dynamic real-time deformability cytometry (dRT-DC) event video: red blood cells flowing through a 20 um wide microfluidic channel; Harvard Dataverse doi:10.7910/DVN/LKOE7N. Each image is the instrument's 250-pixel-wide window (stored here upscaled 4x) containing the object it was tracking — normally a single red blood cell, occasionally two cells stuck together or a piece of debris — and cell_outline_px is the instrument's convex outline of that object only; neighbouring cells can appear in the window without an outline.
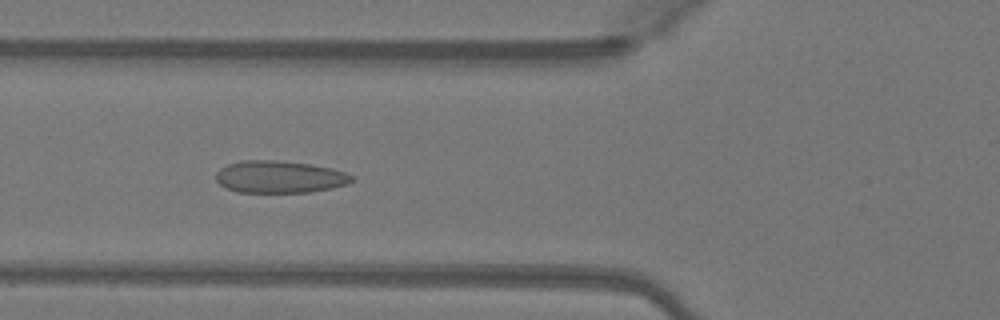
{"species": "Egyptian fruit bat (a non-hibernating species)", "species_latin": "Rousettus aegyptiacus", "temperature_condition": "warm", "stored_images_in_passage": 48, "camera_frame_rate_fps": 3000, "um_per_image_px": 0.085, "animal": {"sex": "female"}, "frame": {"image": 1, "passage_image": 17, "time_ms": 5.333, "image_size_px": [1000, 320], "cell_outline_px": [[352, 180], [348, 184], [332, 188], [308, 192], [236, 192], [220, 184], [216, 180], [216, 172], [220, 168], [228, 164], [240, 160], [276, 160], [312, 164], [332, 168], [344, 172], [352, 176]], "centroid_in_image_um": [23.75, 15.02], "position_along_channel_um": 102.1, "area_um2": 25.49}}
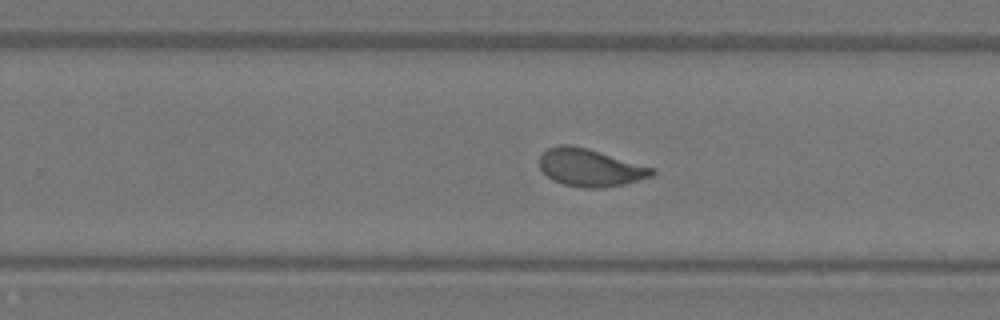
{"frame": {"image": 2, "passage_image": 30, "time_ms": 9.667, "image_size_px": [1000, 320], "cell_outline_px": [[656, 172], [652, 176], [624, 184], [600, 188], [584, 188], [564, 184], [552, 180], [540, 168], [540, 156], [548, 148], [560, 144], [572, 144], [588, 148], [656, 168]], "centroid_in_image_um": [50.18, 14.23], "position_along_channel_um": 279.6, "area_um2": 24.74}}
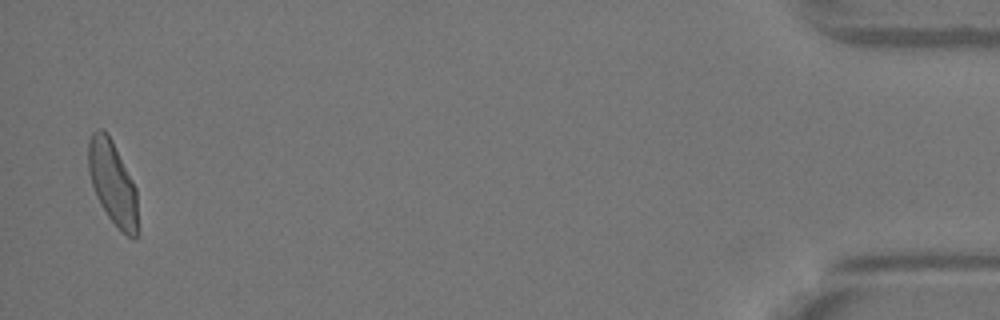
{"frame": {"image": 3, "passage_image": 47, "time_ms": 15.333, "image_size_px": [1000, 320], "cell_outline_px": [[136, 240], [128, 236], [108, 216], [100, 204], [96, 196], [88, 172], [88, 140], [92, 132], [96, 128], [100, 128], [112, 140], [136, 188]], "centroid_in_image_um": [9.53, 15.49], "position_along_channel_um": 425.7, "area_um2": 23.52}, "authors_computed_cell_mechanics": {"area_um2": 24.5361, "velocity_mm_per_s": 4.102, "shape_relaxation_time_tau1_ms": 6.7579, "shape_relaxation_time_tau2_ms": 0.6927, "deformation_change_tau1": 0.1898, "deformation_change_tau2": 0.0754}}